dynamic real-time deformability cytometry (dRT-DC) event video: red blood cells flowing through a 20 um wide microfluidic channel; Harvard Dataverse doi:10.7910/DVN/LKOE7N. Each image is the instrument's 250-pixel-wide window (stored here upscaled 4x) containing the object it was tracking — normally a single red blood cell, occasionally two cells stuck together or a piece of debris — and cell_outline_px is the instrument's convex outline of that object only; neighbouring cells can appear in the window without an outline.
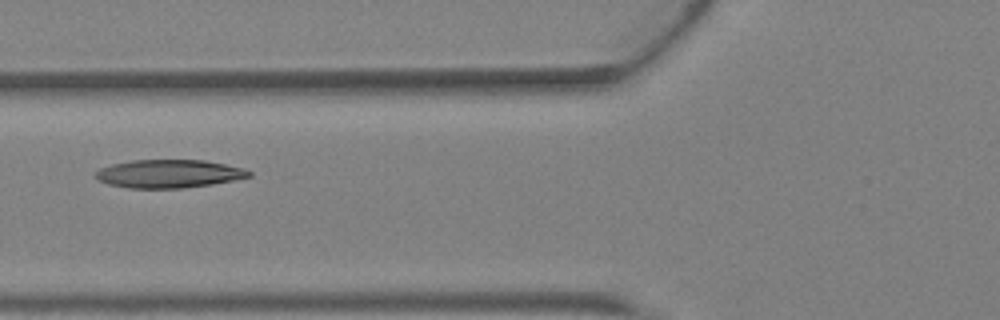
{"species": "Egyptian fruit bat (a non-hibernating species)", "species_latin": "Rousettus aegyptiacus", "temperature_condition": "warm", "stored_images_in_passage": 3, "camera_frame_rate_fps": 3000, "um_per_image_px": 0.085, "animal": {"sex": "female"}, "frame": {"image": 1, "passage_image": 2, "time_ms": 0.333, "image_size_px": [1000, 320], "cell_outline_px": [[252, 176], [236, 180], [212, 184], [184, 188], [128, 188], [108, 184], [96, 180], [96, 172], [100, 168], [112, 164], [132, 160], [204, 160], [244, 168], [252, 172]], "centroid_in_image_um": [14.37, 14.77], "position_along_channel_um": 111.4, "area_um2": 25.32}}
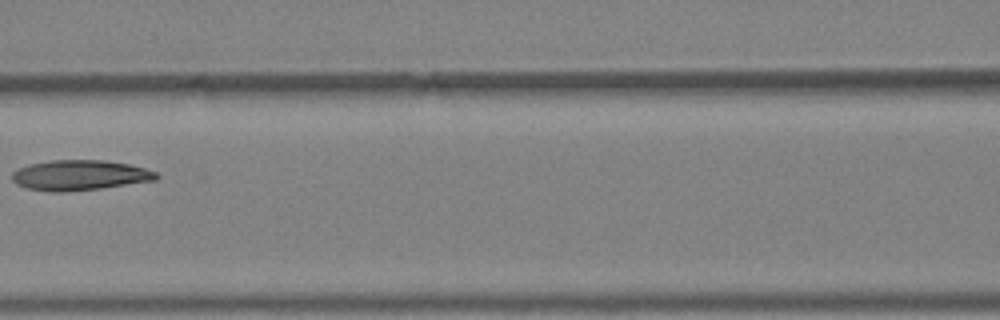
{"frame": {"image": 2, "passage_image": 3, "time_ms": 0.667, "image_size_px": [1000, 320], "cell_outline_px": [[160, 176], [156, 180], [100, 188], [64, 192], [52, 192], [28, 188], [16, 184], [12, 180], [12, 172], [20, 168], [32, 164], [52, 160], [104, 160], [128, 164], [144, 168], [156, 172]], "centroid_in_image_um": [6.78, 14.89], "position_along_channel_um": 159.8, "area_um2": 25.2}}